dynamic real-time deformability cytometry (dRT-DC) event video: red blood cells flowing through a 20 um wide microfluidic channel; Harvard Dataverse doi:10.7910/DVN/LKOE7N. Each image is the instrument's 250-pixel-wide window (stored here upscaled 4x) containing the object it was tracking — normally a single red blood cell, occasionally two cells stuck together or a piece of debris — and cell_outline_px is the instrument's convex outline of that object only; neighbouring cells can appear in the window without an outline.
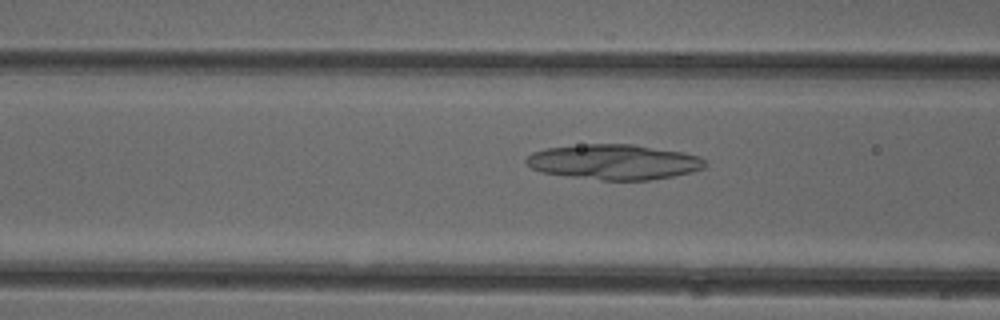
{"species": "common noctule bat (a hibernating species)", "species_latin": "Nyctalus noctula", "temperature_condition": "cold", "stored_images_in_passage": 34, "camera_frame_rate_fps": 3000, "um_per_image_px": 0.085, "animal": {"sex": "female"}, "frame": {"image": 1, "passage_image": 6, "time_ms": 1.667, "image_size_px": [1000, 320], "cell_outline_px": [[708, 164], [704, 168], [692, 172], [672, 176], [648, 180], [604, 180], [568, 176], [540, 172], [532, 168], [524, 160], [532, 152], [548, 148], [588, 144], [632, 144], [684, 152], [696, 156], [704, 160]], "centroid_in_image_um": [52.2, 13.77], "position_along_channel_um": 114.4, "area_um2": 36.47}}
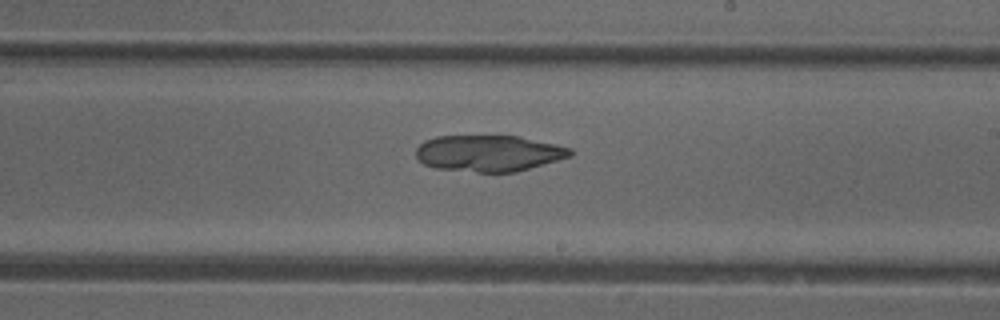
{"frame": {"image": 2, "passage_image": 16, "time_ms": 5.0, "image_size_px": [1000, 320], "cell_outline_px": [[572, 156], [516, 172], [476, 172], [436, 168], [424, 164], [416, 156], [416, 148], [424, 140], [436, 136], [520, 136], [556, 144], [572, 148]], "centroid_in_image_um": [41.55, 13.02], "position_along_channel_um": 247.4, "area_um2": 32.71}}
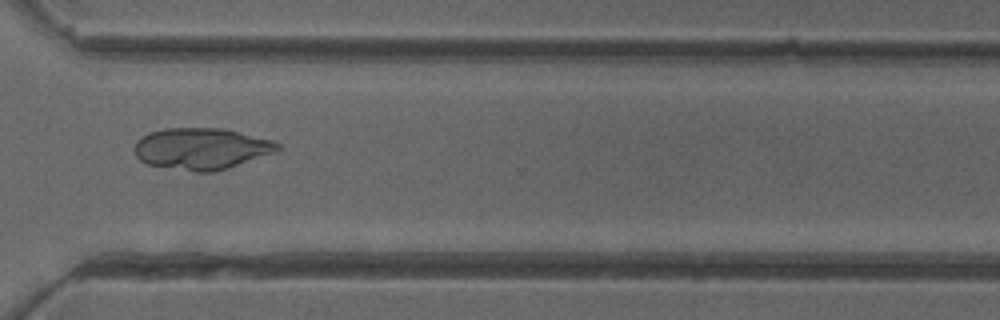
{"frame": {"image": 3, "passage_image": 24, "time_ms": 7.667, "image_size_px": [1000, 320], "cell_outline_px": [[280, 148], [276, 152], [216, 172], [196, 172], [148, 164], [140, 160], [136, 156], [136, 140], [148, 132], [164, 128], [224, 128], [272, 140], [280, 144]], "centroid_in_image_um": [17.13, 12.63], "position_along_channel_um": 353.5, "area_um2": 34.62}}